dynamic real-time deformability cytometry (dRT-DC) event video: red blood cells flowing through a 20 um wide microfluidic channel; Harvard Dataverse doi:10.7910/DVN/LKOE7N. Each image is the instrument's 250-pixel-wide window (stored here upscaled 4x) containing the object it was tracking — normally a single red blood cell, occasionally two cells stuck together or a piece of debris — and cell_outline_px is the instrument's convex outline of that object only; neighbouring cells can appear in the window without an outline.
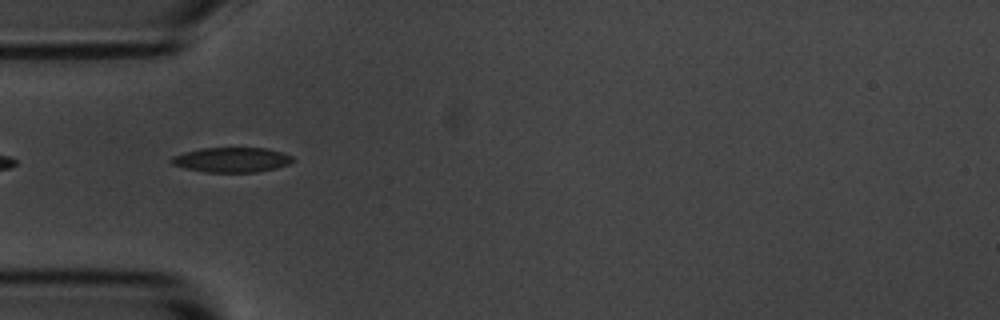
{"species": "common noctule bat (a hibernating species)", "species_latin": "Nyctalus noctula", "temperature_condition": "room temperature", "stored_images_in_passage": 9, "camera_frame_rate_fps": 3000, "um_per_image_px": 0.085, "animal": {"sex": "male", "body_mass_g": 20.1, "forearm_length_mm": 53.5}, "frame": {"image": 1, "passage_image": 3, "time_ms": 2.333, "image_size_px": [1000, 320], "cell_outline_px": [[292, 160], [288, 164], [276, 168], [256, 172], [204, 172], [184, 168], [172, 164], [168, 160], [172, 156], [184, 152], [200, 148], [268, 148], [292, 156]], "centroid_in_image_um": [19.63, 13.58], "position_along_channel_um": 65.4, "area_um2": 17.57}}
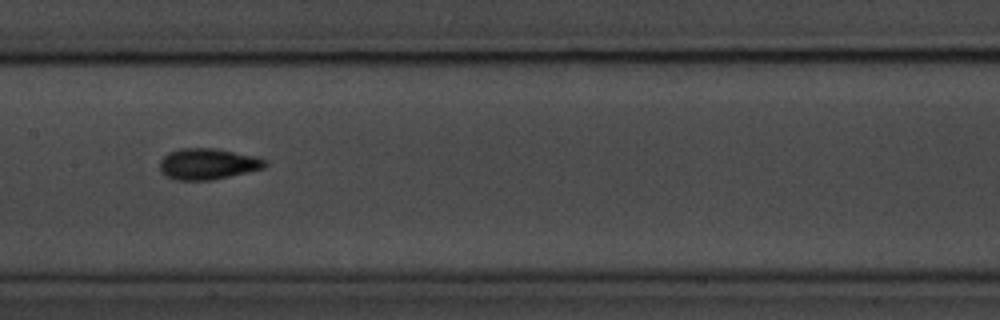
{"frame": {"image": 2, "passage_image": 6, "time_ms": 5.667, "image_size_px": [1000, 320], "cell_outline_px": [[268, 164], [264, 168], [248, 172], [212, 180], [176, 180], [160, 172], [160, 160], [168, 152], [180, 148], [212, 148], [256, 156], [268, 160]], "centroid_in_image_um": [17.67, 13.93], "position_along_channel_um": 189.7, "area_um2": 19.13}}
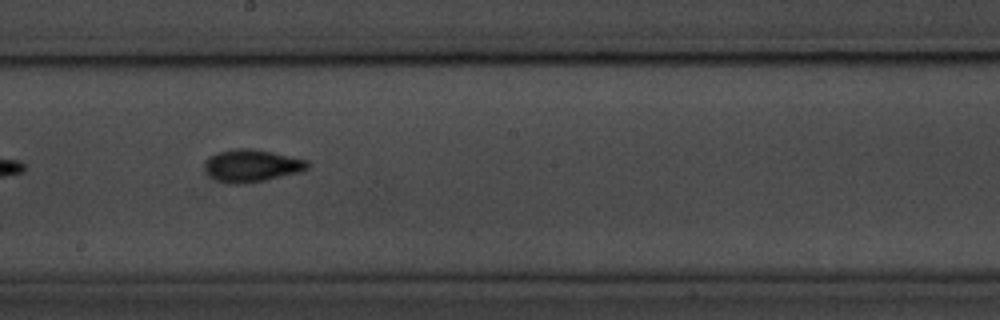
{"frame": {"image": 3, "passage_image": 7, "time_ms": 6.667, "image_size_px": [1000, 320], "cell_outline_px": [[308, 168], [300, 172], [264, 180], [240, 184], [228, 184], [212, 176], [204, 168], [204, 164], [208, 156], [216, 152], [232, 148], [252, 148], [272, 152], [308, 160]], "centroid_in_image_um": [21.38, 14.06], "position_along_channel_um": 226.8, "area_um2": 19.36}}